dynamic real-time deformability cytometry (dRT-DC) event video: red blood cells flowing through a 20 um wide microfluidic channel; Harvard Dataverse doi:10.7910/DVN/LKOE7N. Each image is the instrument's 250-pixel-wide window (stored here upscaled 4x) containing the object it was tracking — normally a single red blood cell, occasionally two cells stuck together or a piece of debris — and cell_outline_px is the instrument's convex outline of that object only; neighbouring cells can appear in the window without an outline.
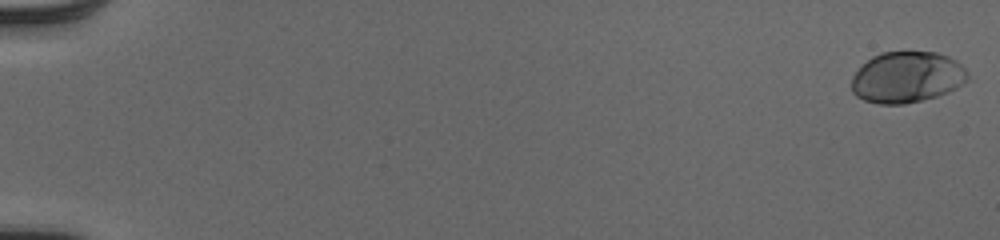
{"species": "human", "species_latin": "Homo sapiens", "temperature_condition": "cold", "stored_images_in_passage": 53, "camera_frame_rate_fps": 3000, "um_per_image_px": 0.085, "donor": {"sex": "male"}, "frame": {"image": 1, "passage_image": 1, "time_ms": 0.0, "image_size_px": [1000, 240], "cell_outline_px": [[968, 80], [956, 88], [948, 92], [936, 96], [904, 104], [880, 104], [864, 100], [856, 96], [852, 92], [852, 76], [872, 56], [880, 52], [936, 52], [948, 56], [956, 60], [968, 72]], "centroid_in_image_um": [77.1, 6.56], "position_along_channel_um": 7.9, "area_um2": 34.51}}
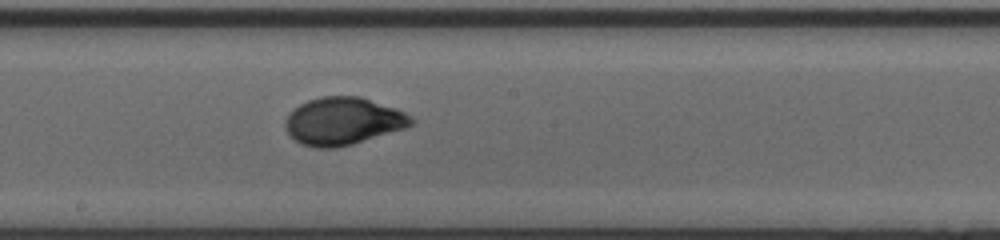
{"frame": {"image": 2, "passage_image": 31, "time_ms": 10.0, "image_size_px": [1000, 240], "cell_outline_px": [[416, 120], [412, 124], [404, 128], [352, 144], [336, 148], [316, 148], [300, 144], [284, 128], [284, 120], [288, 112], [300, 104], [308, 100], [320, 96], [360, 96], [396, 108], [412, 116]], "centroid_in_image_um": [29.13, 10.29], "position_along_channel_um": 219.1, "area_um2": 35.03}}
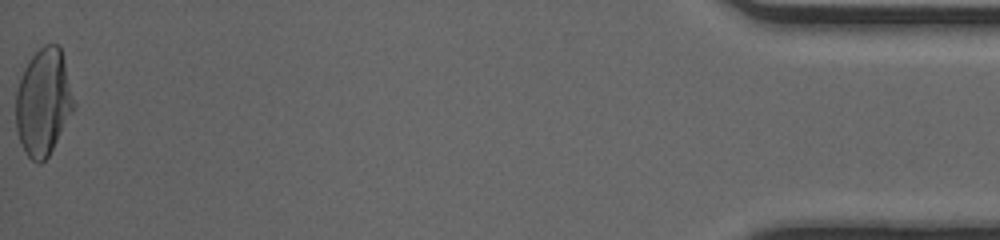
{"frame": {"image": 3, "passage_image": 53, "time_ms": 17.333, "image_size_px": [1000, 240], "cell_outline_px": [[76, 108], [48, 156], [40, 164], [36, 164], [24, 152], [16, 128], [16, 92], [24, 68], [28, 60], [44, 44], [56, 44], [60, 48], [64, 60], [76, 104]], "centroid_in_image_um": [3.7, 8.7], "position_along_channel_um": 431.5, "area_um2": 36.18}, "authors_computed_cell_mechanics": {"area_um2": 33.813, "velocity_mm_per_s": 4.0854, "shape_relaxation_time_tau1_ms": 3.7301, "shape_relaxation_time_tau2_ms": null, "deformation_change_tau1": 0.1794, "deformation_change_tau2": null}}